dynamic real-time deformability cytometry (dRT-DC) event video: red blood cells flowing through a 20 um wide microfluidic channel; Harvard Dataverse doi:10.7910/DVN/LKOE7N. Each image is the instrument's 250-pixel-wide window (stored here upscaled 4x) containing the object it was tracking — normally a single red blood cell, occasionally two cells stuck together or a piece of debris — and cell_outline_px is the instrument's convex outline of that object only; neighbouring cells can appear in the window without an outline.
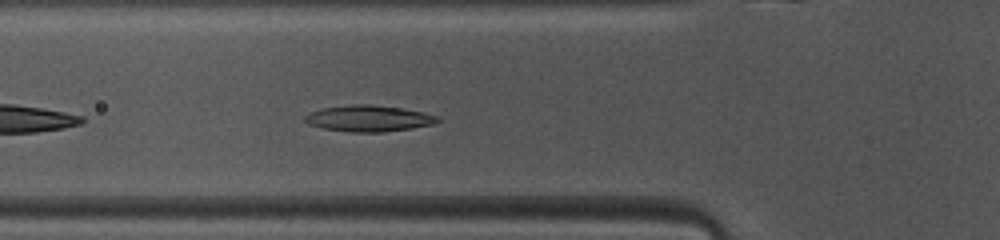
{"species": "common noctule bat (a hibernating species)", "species_latin": "Nyctalus noctula", "temperature_condition": "warm", "stored_images_in_passage": 37, "camera_frame_rate_fps": 3000, "um_per_image_px": 0.085, "animal": {"sex": "female", "body_mass_g": 10.0, "forearm_length_mm": 53.1}, "frame": {"image": 1, "passage_image": 5, "time_ms": 1.333, "image_size_px": [1000, 240], "cell_outline_px": [[440, 120], [432, 124], [412, 128], [380, 132], [348, 132], [324, 128], [308, 124], [304, 120], [304, 116], [312, 112], [324, 108], [352, 104], [372, 104], [404, 108], [424, 112], [440, 116]], "centroid_in_image_um": [31.37, 10.06], "position_along_channel_um": 94.4, "area_um2": 20.29}}
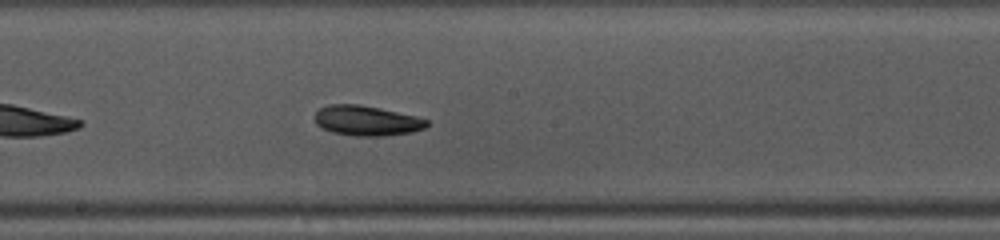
{"frame": {"image": 2, "passage_image": 14, "time_ms": 4.333, "image_size_px": [1000, 240], "cell_outline_px": [[428, 124], [424, 128], [412, 132], [384, 136], [356, 136], [332, 132], [320, 128], [316, 124], [312, 116], [320, 108], [328, 104], [356, 104], [380, 108], [416, 116], [428, 120]], "centroid_in_image_um": [31.11, 10.26], "position_along_channel_um": 217.1, "area_um2": 19.77}}
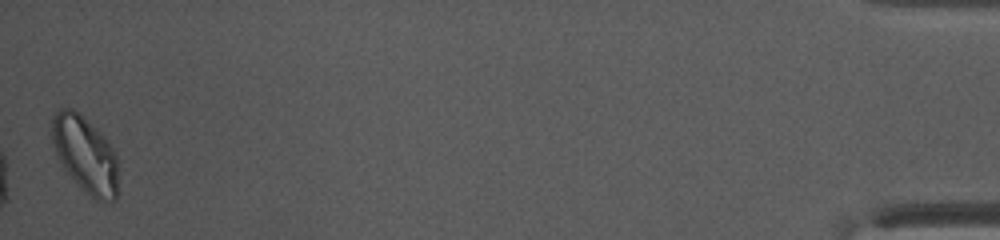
{"frame": {"image": 3, "passage_image": 37, "time_ms": 12.0, "image_size_px": [1000, 240], "cell_outline_px": [[116, 200], [96, 200], [84, 192], [80, 188], [64, 168], [56, 152], [52, 140], [52, 116], [60, 108], [72, 108], [96, 128], [108, 140], [116, 152]], "centroid_in_image_um": [7.23, 13.11], "position_along_channel_um": 428.0, "area_um2": 29.07}, "authors_computed_cell_mechanics": {"area_um2": 19.7676, "velocity_mm_per_s": 4.0673, "shape_relaxation_time_tau1_ms": 3.1899, "shape_relaxation_time_tau2_ms": 3.9587, "deformation_change_tau1": 0.1148, "deformation_change_tau2": 0.0865}}